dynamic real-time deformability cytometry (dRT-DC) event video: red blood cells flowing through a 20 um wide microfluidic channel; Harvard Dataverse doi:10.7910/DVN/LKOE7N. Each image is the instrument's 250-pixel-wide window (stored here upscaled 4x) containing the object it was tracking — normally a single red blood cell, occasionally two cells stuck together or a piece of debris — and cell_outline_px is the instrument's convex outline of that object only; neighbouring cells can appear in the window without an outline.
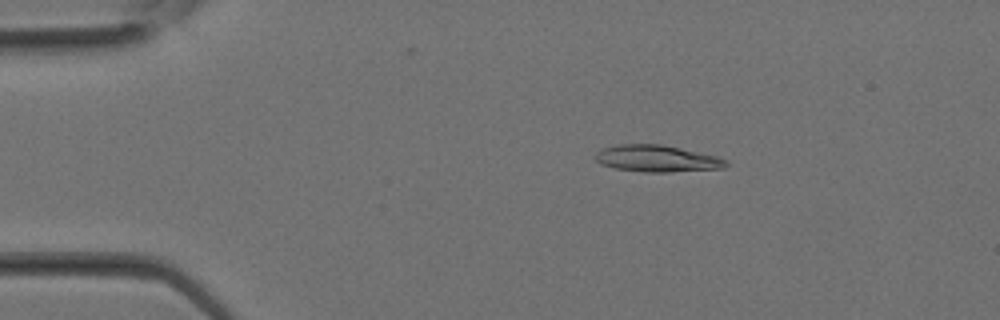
{"species": "Egyptian fruit bat (a non-hibernating species)", "species_latin": "Rousettus aegyptiacus", "temperature_condition": "room temperature", "stored_images_in_passage": 30, "camera_frame_rate_fps": 3000, "um_per_image_px": 0.085, "animal": {"sex": "female"}, "frame": {"image": 1, "passage_image": 4, "time_ms": 1.0, "image_size_px": [1000, 320], "cell_outline_px": [[728, 164], [724, 168], [668, 172], [644, 172], [616, 168], [600, 164], [596, 160], [596, 152], [600, 148], [620, 144], [660, 144], [680, 148], [716, 156], [728, 160]], "centroid_in_image_um": [55.83, 13.47], "position_along_channel_um": 29.2, "area_um2": 20.29}}
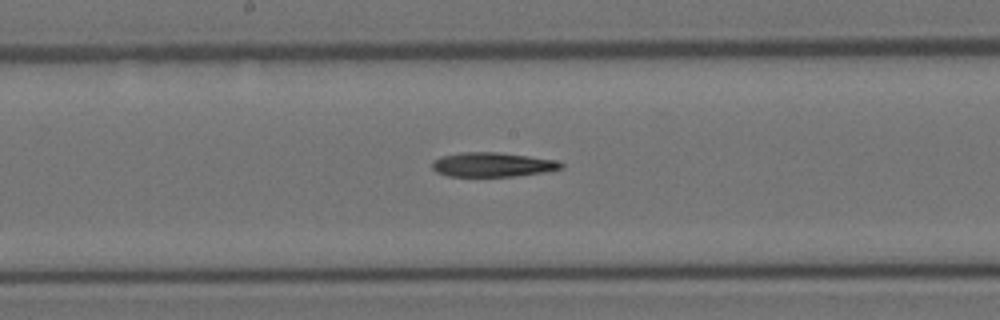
{"frame": {"image": 2, "passage_image": 15, "time_ms": 4.667, "image_size_px": [1000, 320], "cell_outline_px": [[564, 168], [548, 172], [512, 176], [448, 176], [436, 172], [432, 168], [432, 160], [440, 156], [460, 152], [496, 152], [560, 160], [564, 164]], "centroid_in_image_um": [41.89, 13.99], "position_along_channel_um": 206.3, "area_um2": 18.55}}
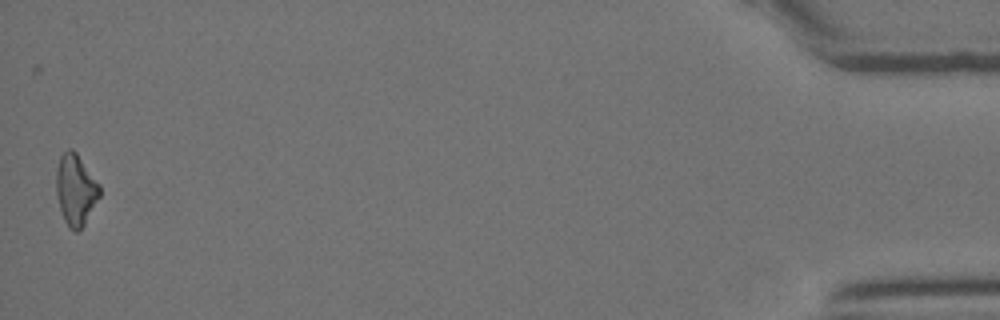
{"frame": {"image": 3, "passage_image": 30, "time_ms": 9.667, "image_size_px": [1000, 320], "cell_outline_px": [[100, 196], [84, 224], [76, 232], [68, 228], [64, 220], [60, 208], [56, 192], [56, 168], [60, 156], [68, 148], [72, 148], [76, 152], [100, 184]], "centroid_in_image_um": [6.42, 16.11], "position_along_channel_um": 428.8, "area_um2": 17.98}}